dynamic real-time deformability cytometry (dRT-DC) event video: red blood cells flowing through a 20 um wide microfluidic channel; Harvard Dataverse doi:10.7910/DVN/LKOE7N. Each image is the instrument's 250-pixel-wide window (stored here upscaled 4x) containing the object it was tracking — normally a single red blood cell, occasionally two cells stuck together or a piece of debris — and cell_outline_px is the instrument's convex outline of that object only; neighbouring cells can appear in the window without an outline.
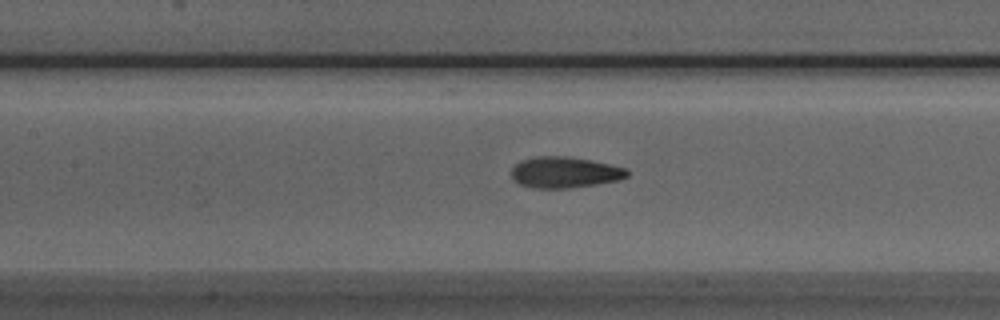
{"species": "Egyptian fruit bat (a non-hibernating species)", "species_latin": "Rousettus aegyptiacus", "temperature_condition": "room temperature", "stored_images_in_passage": 36, "camera_frame_rate_fps": 3000, "um_per_image_px": 0.085, "animal": {"sex": "male"}, "frame": {"image": 1, "passage_image": 8, "time_ms": 2.333, "image_size_px": [1000, 320], "cell_outline_px": [[628, 176], [620, 180], [596, 184], [568, 188], [532, 188], [520, 184], [512, 180], [512, 168], [520, 160], [536, 156], [564, 156], [592, 160], [624, 168], [628, 172]], "centroid_in_image_um": [47.96, 14.65], "position_along_channel_um": 159.4, "area_um2": 20.92}}
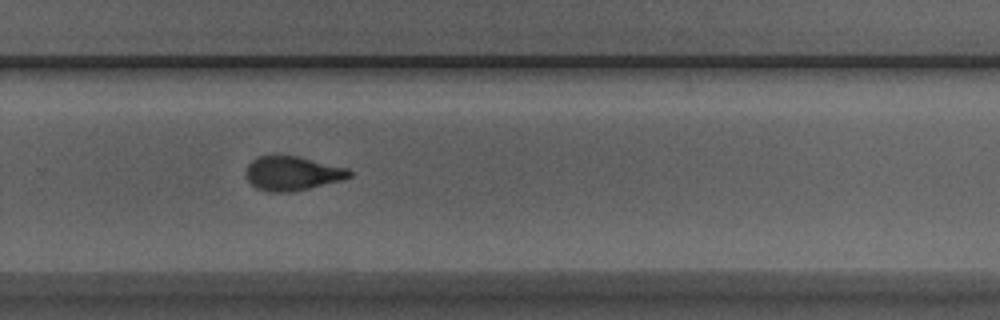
{"frame": {"image": 2, "passage_image": 19, "time_ms": 6.0, "image_size_px": [1000, 320], "cell_outline_px": [[352, 176], [344, 180], [292, 192], [268, 192], [256, 188], [248, 180], [244, 172], [248, 164], [256, 156], [276, 152], [300, 156], [348, 168], [352, 172]], "centroid_in_image_um": [24.82, 14.69], "position_along_channel_um": 305.0, "area_um2": 21.5}}
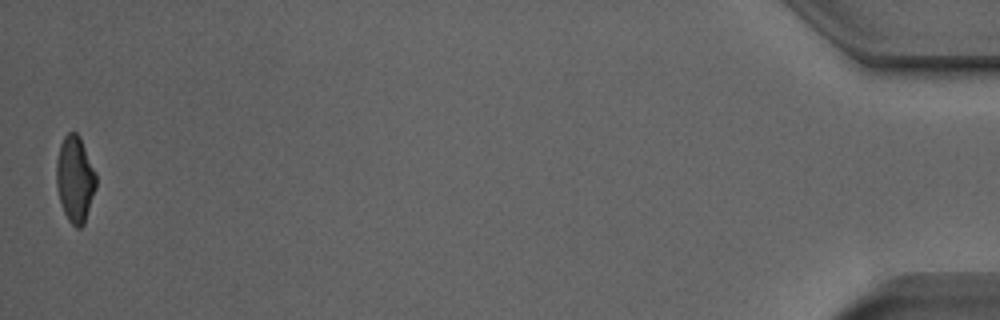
{"frame": {"image": 3, "passage_image": 36, "time_ms": 11.667, "image_size_px": [1000, 320], "cell_outline_px": [[96, 188], [84, 224], [80, 228], [76, 228], [68, 220], [64, 212], [56, 188], [56, 160], [60, 144], [64, 136], [68, 132], [76, 132], [80, 136], [96, 172]], "centroid_in_image_um": [6.37, 15.21], "position_along_channel_um": 428.8, "area_um2": 20.11}, "authors_computed_cell_mechanics": {"area_um2": 20.6924, "velocity_mm_per_s": 3.9843, "shape_relaxation_time_tau1_ms": 4.6649, "shape_relaxation_time_tau2_ms": 1.4839, "deformation_change_tau1": 0.149, "deformation_change_tau2": 0.0877}}